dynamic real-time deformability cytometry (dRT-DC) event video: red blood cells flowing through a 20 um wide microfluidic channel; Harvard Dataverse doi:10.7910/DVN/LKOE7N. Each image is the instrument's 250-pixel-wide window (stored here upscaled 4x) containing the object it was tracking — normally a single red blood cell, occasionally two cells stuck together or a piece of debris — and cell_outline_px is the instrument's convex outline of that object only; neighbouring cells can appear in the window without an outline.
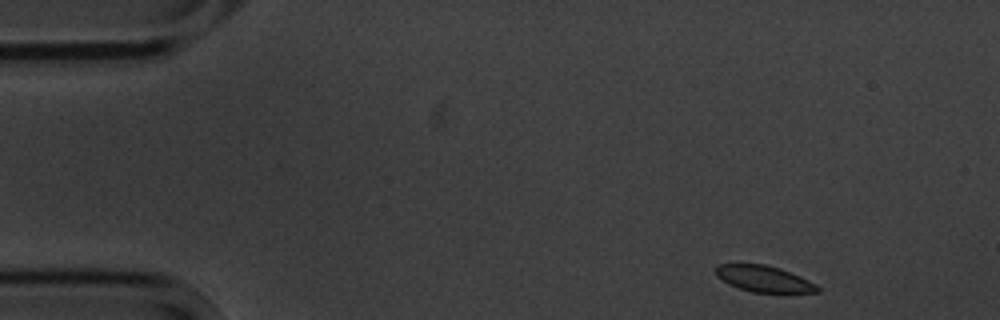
{"species": "common noctule bat (a hibernating species)", "species_latin": "Nyctalus noctula", "temperature_condition": "cold", "stored_images_in_passage": 4, "camera_frame_rate_fps": 3000, "um_per_image_px": 0.085, "animal": {"sex": "male", "body_mass_g": 20.1, "forearm_length_mm": 53.5}, "frame": {"image": 1, "passage_image": 1, "time_ms": 0.0, "image_size_px": [1000, 320], "cell_outline_px": [[820, 292], [752, 292], [728, 284], [716, 276], [716, 268], [720, 264], [764, 264], [780, 268], [800, 276], [816, 284], [820, 288]], "centroid_in_image_um": [64.94, 23.69], "position_along_channel_um": 20.1, "area_um2": 15.37}}